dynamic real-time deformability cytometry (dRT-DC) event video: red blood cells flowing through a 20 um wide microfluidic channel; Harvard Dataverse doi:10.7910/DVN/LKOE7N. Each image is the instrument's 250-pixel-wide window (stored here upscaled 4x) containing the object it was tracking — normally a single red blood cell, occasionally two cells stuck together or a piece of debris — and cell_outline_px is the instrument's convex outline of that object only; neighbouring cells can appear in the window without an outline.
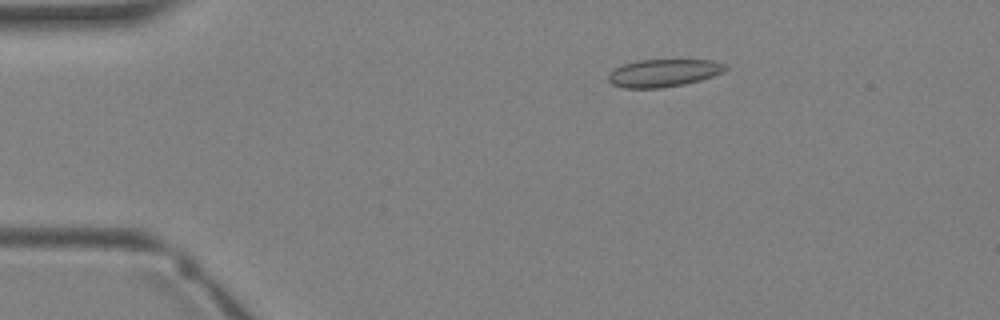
{"species": "Egyptian fruit bat (a non-hibernating species)", "species_latin": "Rousettus aegyptiacus", "temperature_condition": "warm", "stored_images_in_passage": 3, "camera_frame_rate_fps": 3000, "um_per_image_px": 0.085, "animal": {"sex": "female"}, "frame": {"image": 1, "passage_image": 2, "time_ms": 1.333, "image_size_px": [1000, 320], "cell_outline_px": [[728, 68], [724, 72], [700, 80], [684, 84], [660, 88], [624, 88], [612, 84], [608, 80], [608, 72], [624, 64], [636, 60], [712, 60], [724, 64]], "centroid_in_image_um": [56.38, 6.2], "position_along_channel_um": 28.6, "area_um2": 18.84}}